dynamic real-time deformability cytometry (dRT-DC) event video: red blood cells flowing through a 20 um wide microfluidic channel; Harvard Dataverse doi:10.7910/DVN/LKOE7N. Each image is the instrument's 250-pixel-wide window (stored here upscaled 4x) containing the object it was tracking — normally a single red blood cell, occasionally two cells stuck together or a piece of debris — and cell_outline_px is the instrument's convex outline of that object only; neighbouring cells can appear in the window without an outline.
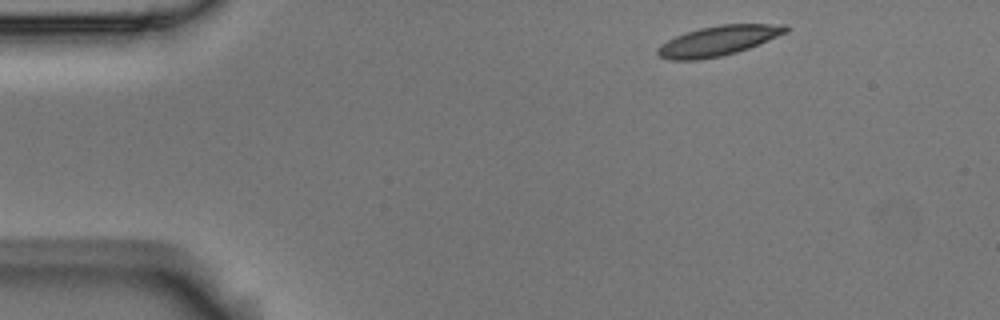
{"species": "Egyptian fruit bat (a non-hibernating species)", "species_latin": "Rousettus aegyptiacus", "temperature_condition": "room temperature", "stored_images_in_passage": 6, "segment_of_instrument_passage": [2, 2], "camera_frame_rate_fps": 3000, "um_per_image_px": 0.085, "animal": {"sex": "male"}, "frame": {"image": 1, "passage_image": 6, "time_ms": 1.667, "image_size_px": [1000, 320], "cell_outline_px": [[792, 28], [788, 32], [748, 48], [736, 52], [720, 56], [700, 60], [668, 60], [660, 56], [656, 52], [656, 48], [668, 40], [676, 36], [700, 28], [720, 24], [788, 24]], "centroid_in_image_um": [61.08, 3.46], "position_along_channel_um": 23.9, "area_um2": 22.31}}